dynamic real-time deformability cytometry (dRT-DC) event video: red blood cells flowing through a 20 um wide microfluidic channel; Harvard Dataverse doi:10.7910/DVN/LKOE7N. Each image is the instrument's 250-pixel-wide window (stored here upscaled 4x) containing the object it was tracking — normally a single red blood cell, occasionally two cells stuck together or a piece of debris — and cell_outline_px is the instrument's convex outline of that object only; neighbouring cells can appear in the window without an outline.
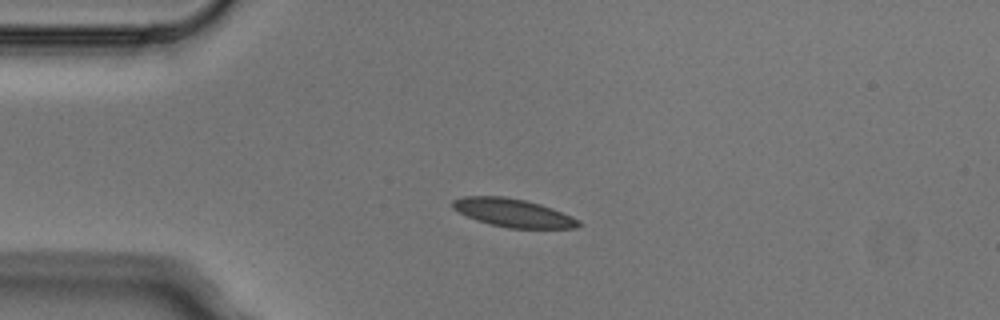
{"species": "Egyptian fruit bat (a non-hibernating species)", "species_latin": "Rousettus aegyptiacus", "temperature_condition": "cold", "stored_images_in_passage": 7, "camera_frame_rate_fps": 3000, "um_per_image_px": 0.085, "animal": {"sex": "male"}, "frame": {"image": 1, "passage_image": 3, "time_ms": 0.667, "image_size_px": [1000, 320], "cell_outline_px": [[584, 224], [576, 228], [508, 228], [476, 220], [452, 208], [452, 200], [464, 196], [504, 196], [524, 200], [540, 204], [552, 208], [572, 216], [580, 220]], "centroid_in_image_um": [43.65, 18.09], "position_along_channel_um": 41.4, "area_um2": 20.69}}
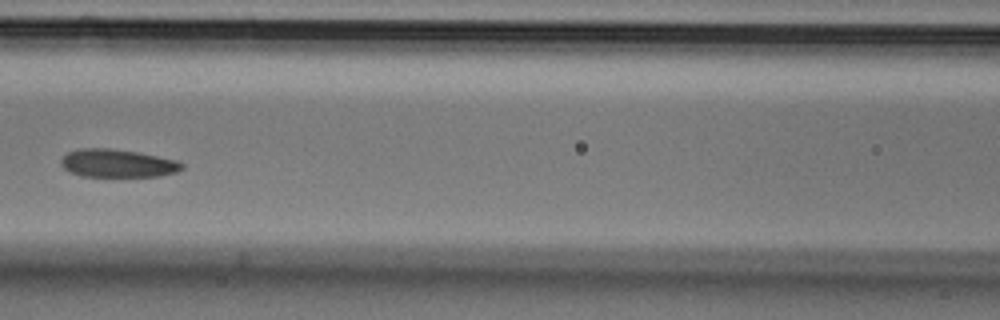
{"frame": {"image": 2, "passage_image": 6, "time_ms": 1.667, "image_size_px": [1000, 320], "cell_outline_px": [[184, 168], [176, 172], [160, 176], [84, 176], [72, 172], [64, 168], [60, 164], [60, 160], [68, 152], [80, 148], [112, 148], [136, 152], [176, 160], [184, 164]], "centroid_in_image_um": [9.99, 13.87], "position_along_channel_um": 156.6, "area_um2": 19.59}}
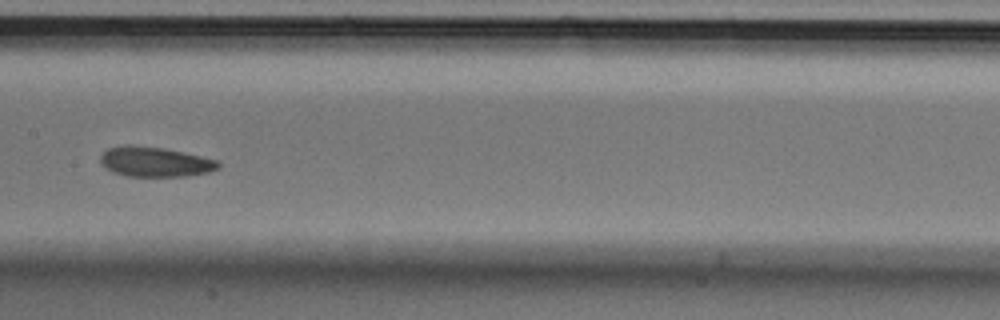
{"frame": {"image": 3, "passage_image": 7, "time_ms": 2.0, "image_size_px": [1000, 320], "cell_outline_px": [[220, 168], [208, 172], [184, 176], [128, 176], [112, 172], [100, 160], [100, 156], [108, 148], [164, 148], [200, 156], [216, 160], [220, 164]], "centroid_in_image_um": [13.25, 13.8], "position_along_channel_um": 194.1, "area_um2": 19.48}}